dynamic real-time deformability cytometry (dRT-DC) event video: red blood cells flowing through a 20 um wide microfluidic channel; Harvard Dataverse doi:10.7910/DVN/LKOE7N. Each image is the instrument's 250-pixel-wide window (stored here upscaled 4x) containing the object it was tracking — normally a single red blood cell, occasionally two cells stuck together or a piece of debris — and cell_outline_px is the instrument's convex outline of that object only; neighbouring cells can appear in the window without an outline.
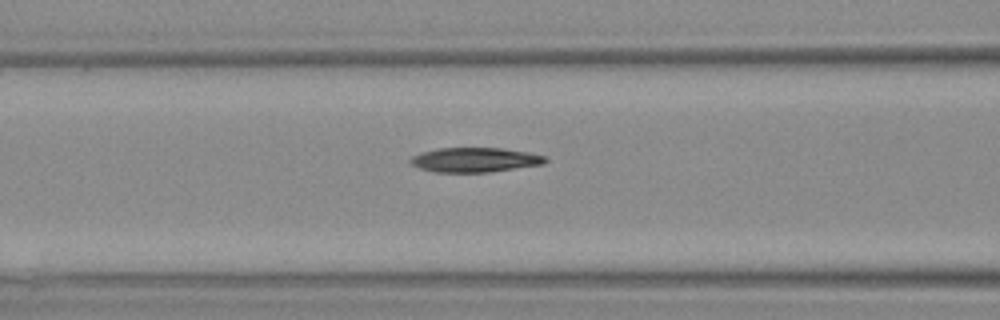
{"species": "Egyptian fruit bat (a non-hibernating species)", "species_latin": "Rousettus aegyptiacus", "temperature_condition": "warm", "stored_images_in_passage": 6, "segment_of_instrument_passage": [1, 2], "camera_frame_rate_fps": 3000, "um_per_image_px": 0.085, "animal": {"sex": "female"}, "frame": {"image": 1, "passage_image": 5, "time_ms": 5.667, "image_size_px": [1000, 320], "cell_outline_px": [[548, 160], [544, 164], [492, 172], [436, 172], [420, 168], [412, 164], [408, 160], [412, 156], [424, 152], [440, 148], [500, 148], [528, 152], [544, 156]], "centroid_in_image_um": [40.39, 13.59], "position_along_channel_um": 126.2, "area_um2": 19.19}}